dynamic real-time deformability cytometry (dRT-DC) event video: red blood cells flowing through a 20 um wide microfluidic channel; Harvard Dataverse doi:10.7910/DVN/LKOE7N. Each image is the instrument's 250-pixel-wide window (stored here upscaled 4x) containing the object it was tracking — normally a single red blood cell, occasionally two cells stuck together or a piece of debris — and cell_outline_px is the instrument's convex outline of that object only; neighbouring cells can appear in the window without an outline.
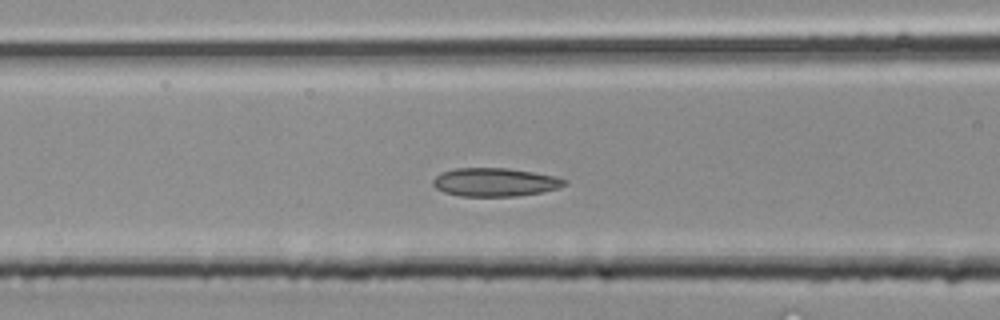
{"species": "common noctule bat (a hibernating species)", "species_latin": "Nyctalus noctula", "temperature_condition": "room temperature", "stored_images_in_passage": 28, "camera_frame_rate_fps": 3000, "um_per_image_px": 0.085, "animal": {"sex": "male", "body_mass_g": 20.4}, "frame": {"image": 1, "passage_image": 8, "time_ms": 2.333, "image_size_px": [1000, 320], "cell_outline_px": [[568, 184], [556, 188], [540, 192], [516, 196], [460, 196], [444, 192], [436, 188], [432, 184], [432, 180], [440, 172], [456, 168], [508, 168], [556, 176], [568, 180]], "centroid_in_image_um": [42.05, 15.48], "position_along_channel_um": 124.5, "area_um2": 21.79}}
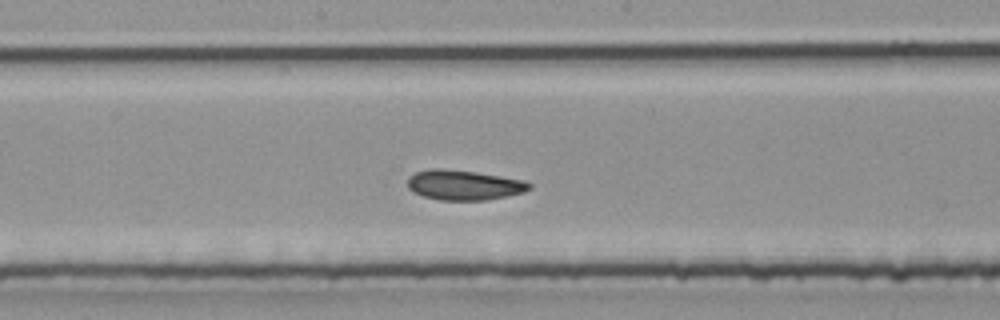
{"frame": {"image": 2, "passage_image": 12, "time_ms": 3.667, "image_size_px": [1000, 320], "cell_outline_px": [[532, 188], [524, 192], [484, 200], [440, 200], [424, 196], [412, 192], [408, 188], [408, 176], [416, 172], [428, 168], [444, 168], [476, 172], [524, 180], [532, 184]], "centroid_in_image_um": [39.4, 15.71], "position_along_channel_um": 208.8, "area_um2": 21.33}}
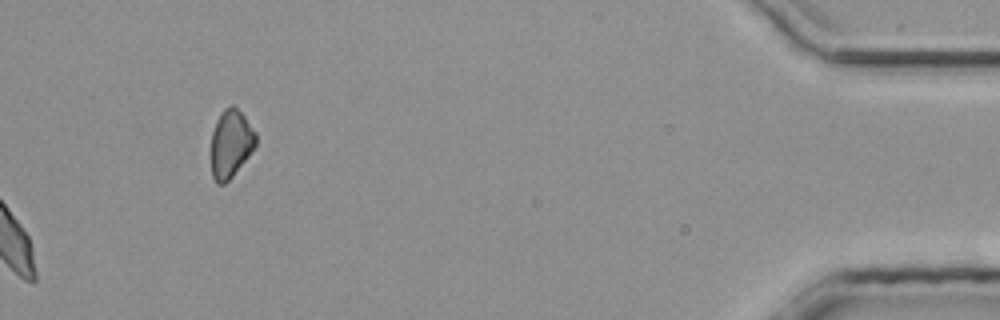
{"frame": {"image": 3, "passage_image": 28, "time_ms": 9.0, "image_size_px": [1000, 320], "cell_outline_px": [[256, 144], [248, 156], [232, 176], [224, 184], [216, 184], [212, 176], [212, 132], [216, 120], [220, 112], [224, 108], [232, 104], [244, 116], [256, 132]], "centroid_in_image_um": [19.6, 12.19], "position_along_channel_um": 415.6, "area_um2": 17.51}}